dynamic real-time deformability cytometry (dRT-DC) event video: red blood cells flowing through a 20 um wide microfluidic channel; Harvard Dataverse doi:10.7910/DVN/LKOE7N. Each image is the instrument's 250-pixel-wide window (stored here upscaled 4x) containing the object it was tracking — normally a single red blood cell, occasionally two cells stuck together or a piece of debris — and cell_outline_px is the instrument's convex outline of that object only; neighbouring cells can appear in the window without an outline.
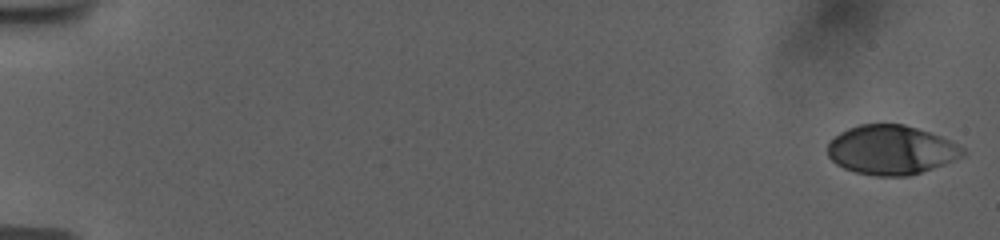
{"species": "human", "species_latin": "Homo sapiens", "temperature_condition": "room temperature", "stored_images_in_passage": 55, "camera_frame_rate_fps": 3000, "um_per_image_px": 0.085, "donor": {"sex": "female"}, "frame": {"image": 1, "passage_image": 1, "time_ms": 0.0, "image_size_px": [1000, 240], "cell_outline_px": [[964, 156], [944, 164], [908, 176], [876, 176], [856, 172], [844, 168], [836, 164], [828, 156], [828, 144], [840, 132], [848, 128], [860, 124], [904, 124], [940, 136], [964, 148]], "centroid_in_image_um": [75.73, 12.75], "position_along_channel_um": 9.3, "area_um2": 38.49}}
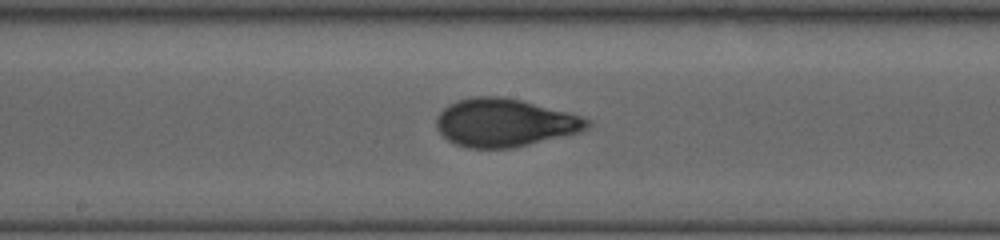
{"frame": {"image": 2, "passage_image": 31, "time_ms": 10.0, "image_size_px": [1000, 240], "cell_outline_px": [[592, 124], [588, 128], [580, 132], [512, 148], [468, 148], [456, 144], [448, 140], [436, 128], [436, 116], [448, 104], [456, 100], [472, 96], [504, 96], [568, 112], [592, 120]], "centroid_in_image_um": [42.88, 10.42], "position_along_channel_um": 205.3, "area_um2": 42.31}}
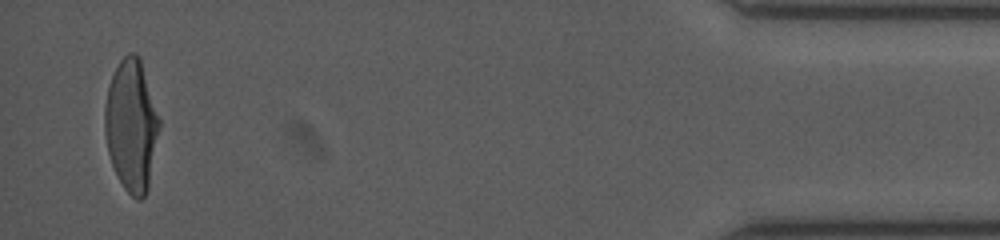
{"frame": {"image": 3, "passage_image": 54, "time_ms": 17.667, "image_size_px": [1000, 240], "cell_outline_px": [[160, 128], [148, 188], [144, 196], [140, 200], [136, 200], [124, 188], [112, 164], [108, 152], [104, 132], [104, 104], [108, 88], [112, 76], [120, 60], [128, 52], [136, 52], [140, 60], [160, 120]], "centroid_in_image_um": [11.16, 10.67], "position_along_channel_um": 424.0, "area_um2": 41.56}, "authors_computed_cell_mechanics": {"area_um2": 40.6334, "velocity_mm_per_s": 3.7719, "shape_relaxation_time_tau1_ms": 5.3004, "shape_relaxation_time_tau2_ms": null, "deformation_change_tau1": 0.1937, "deformation_change_tau2": null}}